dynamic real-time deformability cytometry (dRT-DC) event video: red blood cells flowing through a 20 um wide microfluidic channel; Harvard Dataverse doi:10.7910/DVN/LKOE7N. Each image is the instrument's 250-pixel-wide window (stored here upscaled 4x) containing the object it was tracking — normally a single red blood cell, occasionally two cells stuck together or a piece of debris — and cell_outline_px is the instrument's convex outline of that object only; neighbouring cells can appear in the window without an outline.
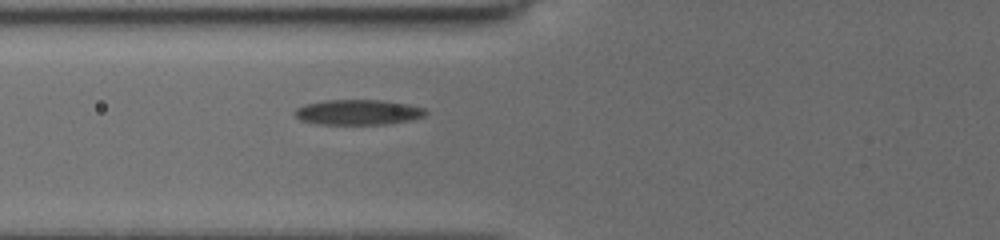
{"species": "common noctule bat (a hibernating species)", "species_latin": "Nyctalus noctula", "temperature_condition": "cold", "stored_images_in_passage": 11, "camera_frame_rate_fps": 3000, "um_per_image_px": 0.085, "animal": {"sex": "female", "body_mass_g": 19.5, "forearm_length_mm": 54.1}, "frame": {"image": 1, "passage_image": 2, "time_ms": 0.667, "image_size_px": [1000, 240], "cell_outline_px": [[428, 112], [424, 116], [392, 124], [316, 124], [300, 120], [292, 112], [296, 108], [304, 104], [324, 100], [384, 100], [408, 104], [424, 108]], "centroid_in_image_um": [30.41, 9.53], "position_along_channel_um": 95.4, "area_um2": 19.42}}
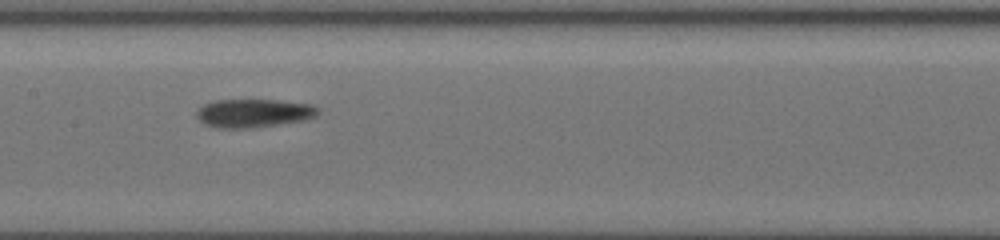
{"frame": {"image": 2, "passage_image": 7, "time_ms": 3.0, "image_size_px": [1000, 240], "cell_outline_px": [[320, 112], [316, 116], [304, 120], [248, 128], [216, 128], [204, 124], [196, 116], [196, 112], [204, 104], [216, 100], [280, 100], [312, 104], [320, 108]], "centroid_in_image_um": [21.58, 9.61], "position_along_channel_um": 185.8, "area_um2": 20.11}}
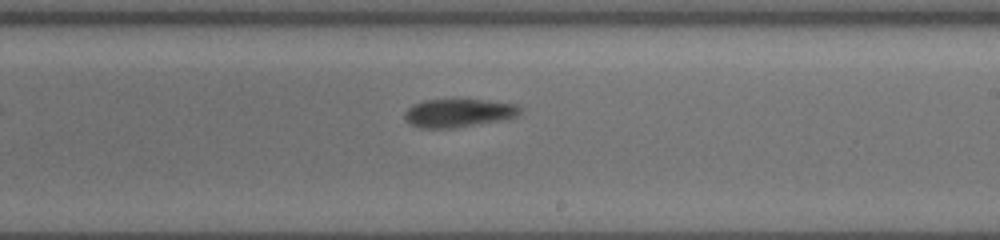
{"frame": {"image": 3, "passage_image": 10, "time_ms": 4.667, "image_size_px": [1000, 240], "cell_outline_px": [[524, 108], [516, 116], [504, 120], [456, 128], [420, 128], [408, 124], [404, 120], [404, 112], [412, 104], [424, 100], [484, 100], [516, 104]], "centroid_in_image_um": [38.95, 9.62], "position_along_channel_um": 250.0, "area_um2": 19.31}}